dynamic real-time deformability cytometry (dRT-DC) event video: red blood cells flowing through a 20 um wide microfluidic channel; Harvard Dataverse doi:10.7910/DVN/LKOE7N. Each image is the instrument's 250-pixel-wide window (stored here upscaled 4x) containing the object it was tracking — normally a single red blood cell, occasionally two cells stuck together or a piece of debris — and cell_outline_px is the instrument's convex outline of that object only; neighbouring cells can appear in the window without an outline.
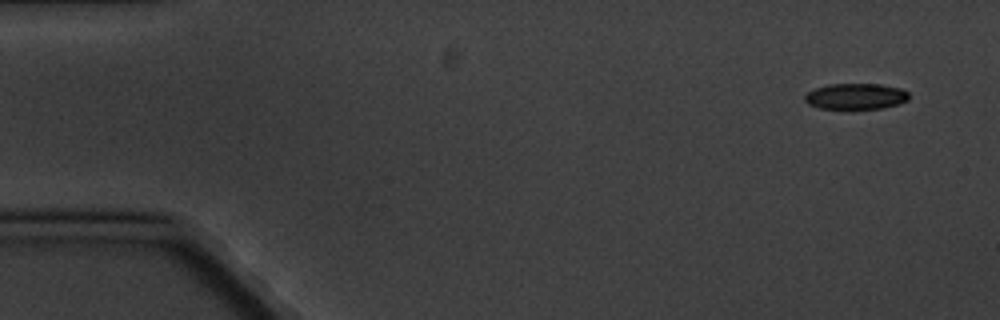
{"species": "common noctule bat (a hibernating species)", "species_latin": "Nyctalus noctula", "temperature_condition": "cold", "stored_images_in_passage": 5, "camera_frame_rate_fps": 3000, "um_per_image_px": 0.085, "animal": {"sex": "male", "body_mass_g": 20.1, "forearm_length_mm": 53.5}, "frame": {"image": 1, "passage_image": 1, "time_ms": 0.0, "image_size_px": [1000, 320], "cell_outline_px": [[908, 100], [896, 104], [880, 108], [820, 108], [808, 104], [804, 100], [804, 96], [808, 92], [816, 88], [828, 84], [880, 84], [900, 88], [908, 92]], "centroid_in_image_um": [72.72, 8.17], "position_along_channel_um": 12.3, "area_um2": 15.49}}
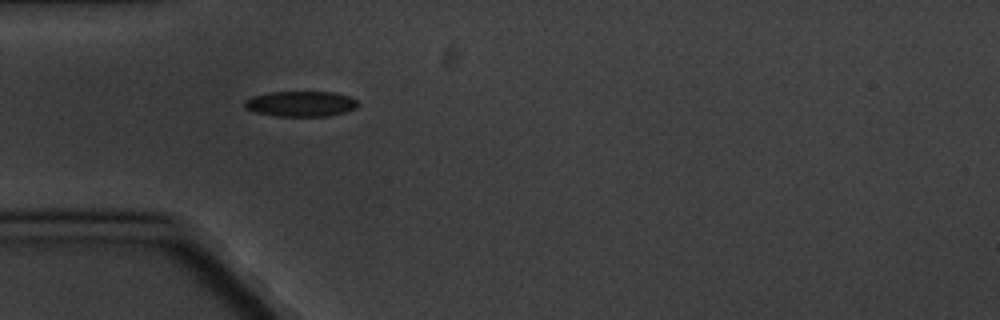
{"frame": {"image": 2, "passage_image": 5, "time_ms": 4.667, "image_size_px": [1000, 320], "cell_outline_px": [[360, 104], [356, 108], [344, 112], [328, 116], [276, 116], [252, 112], [244, 108], [244, 100], [252, 96], [268, 92], [336, 92], [348, 96], [356, 100]], "centroid_in_image_um": [25.53, 8.82], "position_along_channel_um": 59.5, "area_um2": 16.99}}